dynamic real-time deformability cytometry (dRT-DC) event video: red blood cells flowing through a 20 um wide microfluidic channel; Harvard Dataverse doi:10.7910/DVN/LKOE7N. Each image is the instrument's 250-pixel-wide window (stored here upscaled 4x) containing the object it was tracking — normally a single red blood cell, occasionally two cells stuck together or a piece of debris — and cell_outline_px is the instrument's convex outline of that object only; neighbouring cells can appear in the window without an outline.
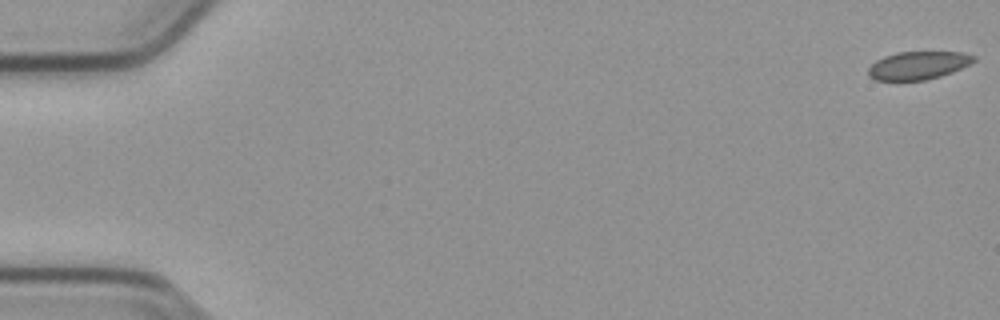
{"species": "common noctule bat (a hibernating species)", "species_latin": "Nyctalus noctula", "temperature_condition": "cold", "stored_images_in_passage": 49, "camera_frame_rate_fps": 3000, "um_per_image_px": 0.085, "animal": {"sex": "male", "body_mass_g": 23.1, "forearm_length_mm": 52.7}, "frame": {"image": 1, "passage_image": 1, "time_ms": 0.0, "image_size_px": [1000, 320], "cell_outline_px": [[976, 60], [952, 72], [940, 76], [924, 80], [876, 80], [868, 76], [868, 68], [876, 60], [884, 56], [896, 52], [964, 52], [976, 56]], "centroid_in_image_um": [78.03, 5.55], "position_along_channel_um": 7.0, "area_um2": 17.17}}
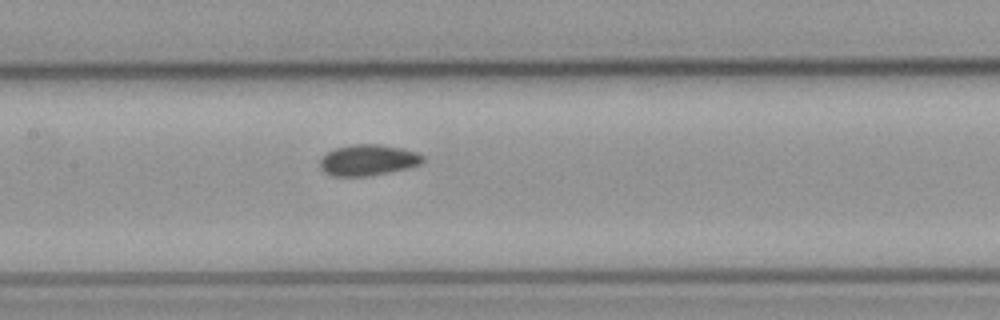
{"frame": {"image": 2, "passage_image": 27, "time_ms": 8.667, "image_size_px": [1000, 320], "cell_outline_px": [[424, 160], [420, 164], [388, 172], [368, 176], [332, 176], [324, 172], [320, 168], [320, 160], [328, 152], [336, 148], [352, 144], [380, 144], [400, 148], [416, 152], [424, 156]], "centroid_in_image_um": [31.26, 13.6], "position_along_channel_um": 176.1, "area_um2": 18.38}}
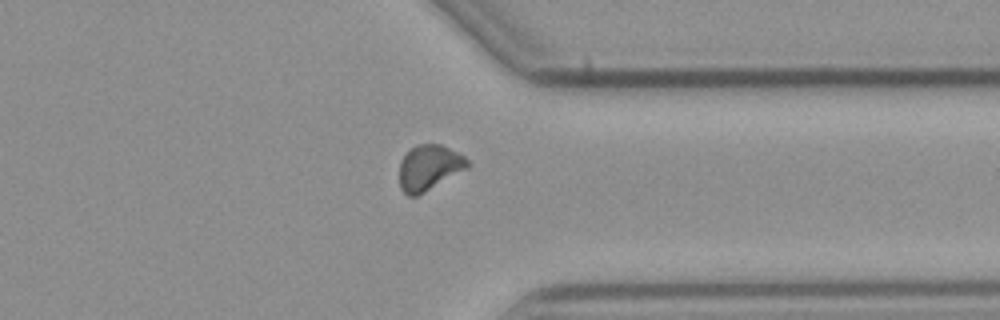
{"frame": {"image": 3, "passage_image": 43, "time_ms": 14.0, "image_size_px": [1000, 320], "cell_outline_px": [[468, 168], [424, 192], [416, 196], [408, 196], [400, 188], [400, 160], [416, 144], [440, 144], [464, 156], [468, 160]], "centroid_in_image_um": [36.46, 14.25], "position_along_channel_um": 374.9, "area_um2": 17.74}}